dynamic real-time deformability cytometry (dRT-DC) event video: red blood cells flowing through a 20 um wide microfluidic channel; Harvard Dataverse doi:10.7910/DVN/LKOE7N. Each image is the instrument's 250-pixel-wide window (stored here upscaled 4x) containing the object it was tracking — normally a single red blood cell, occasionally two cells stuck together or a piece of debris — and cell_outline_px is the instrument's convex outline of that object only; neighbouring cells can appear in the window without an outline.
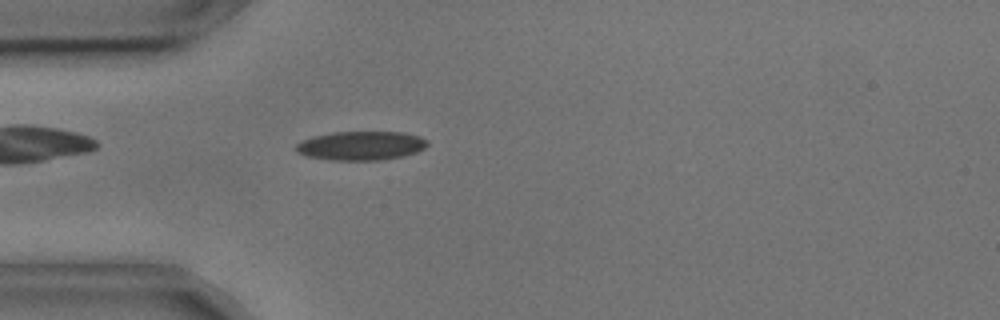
{"species": "common noctule bat (a hibernating species)", "species_latin": "Nyctalus noctula", "temperature_condition": "cold", "stored_images_in_passage": 2, "camera_frame_rate_fps": 3000, "um_per_image_px": 0.085, "animal": {"sex": "male", "body_mass_g": 17.9, "forearm_length_mm": 54.2}, "frame": {"image": 1, "passage_image": 2, "time_ms": 0.333, "image_size_px": [1000, 320], "cell_outline_px": [[428, 144], [424, 148], [416, 152], [404, 156], [380, 160], [332, 160], [304, 156], [296, 152], [296, 144], [312, 136], [332, 132], [404, 132], [420, 136], [428, 140]], "centroid_in_image_um": [30.69, 12.38], "position_along_channel_um": 54.3, "area_um2": 22.31}}